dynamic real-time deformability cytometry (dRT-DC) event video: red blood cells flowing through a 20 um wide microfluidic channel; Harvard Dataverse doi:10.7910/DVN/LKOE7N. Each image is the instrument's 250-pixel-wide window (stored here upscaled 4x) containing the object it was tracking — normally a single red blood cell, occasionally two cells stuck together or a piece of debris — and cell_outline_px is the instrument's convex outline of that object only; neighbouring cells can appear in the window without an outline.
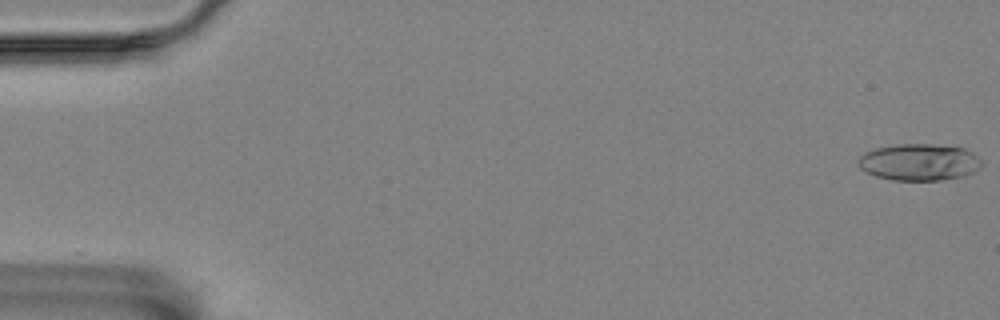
{"species": "Egyptian fruit bat (a non-hibernating species)", "species_latin": "Rousettus aegyptiacus", "temperature_condition": "room temperature", "stored_images_in_passage": 57, "camera_frame_rate_fps": 3000, "um_per_image_px": 0.085, "animal": {"sex": "female"}, "frame": {"image": 1, "passage_image": 1, "time_ms": 0.0, "image_size_px": [1000, 320], "cell_outline_px": [[980, 168], [964, 176], [940, 180], [892, 180], [876, 176], [860, 168], [856, 160], [864, 152], [876, 148], [896, 144], [928, 144], [964, 148], [972, 152], [980, 160]], "centroid_in_image_um": [78.09, 13.78], "position_along_channel_um": 6.9, "area_um2": 26.3}}
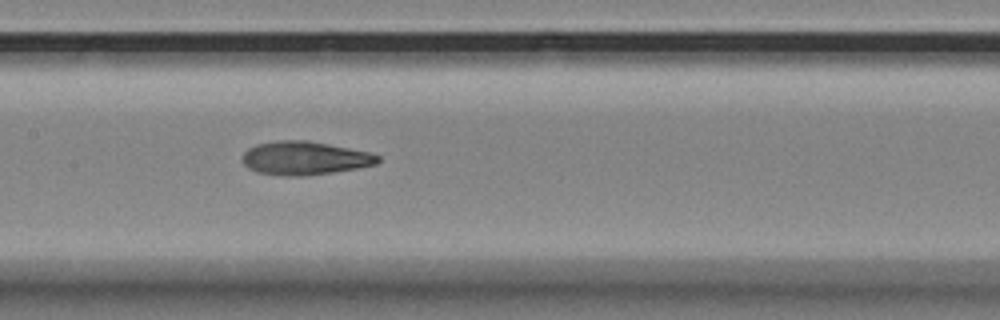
{"frame": {"image": 2, "passage_image": 28, "time_ms": 9.0, "image_size_px": [1000, 320], "cell_outline_px": [[380, 160], [376, 164], [356, 168], [332, 172], [304, 176], [284, 176], [256, 172], [248, 168], [244, 164], [244, 152], [248, 148], [256, 144], [276, 140], [308, 140], [368, 152], [380, 156]], "centroid_in_image_um": [25.87, 13.44], "position_along_channel_um": 181.5, "area_um2": 26.3}}
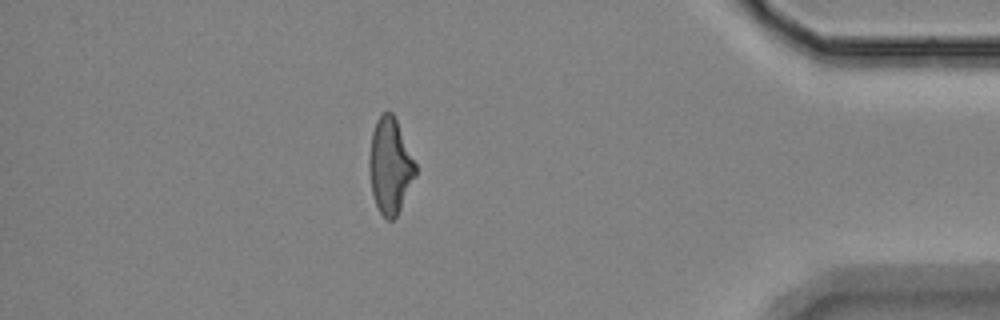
{"frame": {"image": 3, "passage_image": 50, "time_ms": 16.333, "image_size_px": [1000, 320], "cell_outline_px": [[416, 176], [396, 216], [392, 220], [388, 220], [380, 212], [376, 204], [372, 192], [368, 168], [368, 160], [372, 132], [376, 120], [384, 112], [392, 112], [396, 120], [416, 164]], "centroid_in_image_um": [33.14, 14.1], "position_along_channel_um": 402.1, "area_um2": 25.49}, "authors_computed_cell_mechanics": {"area_um2": 26.299, "velocity_mm_per_s": 3.532, "shape_relaxation_time_tau1_ms": 9.8096, "shape_relaxation_time_tau2_ms": 3.0589, "deformation_change_tau1": 0.2377, "deformation_change_tau2": 0.1195}}